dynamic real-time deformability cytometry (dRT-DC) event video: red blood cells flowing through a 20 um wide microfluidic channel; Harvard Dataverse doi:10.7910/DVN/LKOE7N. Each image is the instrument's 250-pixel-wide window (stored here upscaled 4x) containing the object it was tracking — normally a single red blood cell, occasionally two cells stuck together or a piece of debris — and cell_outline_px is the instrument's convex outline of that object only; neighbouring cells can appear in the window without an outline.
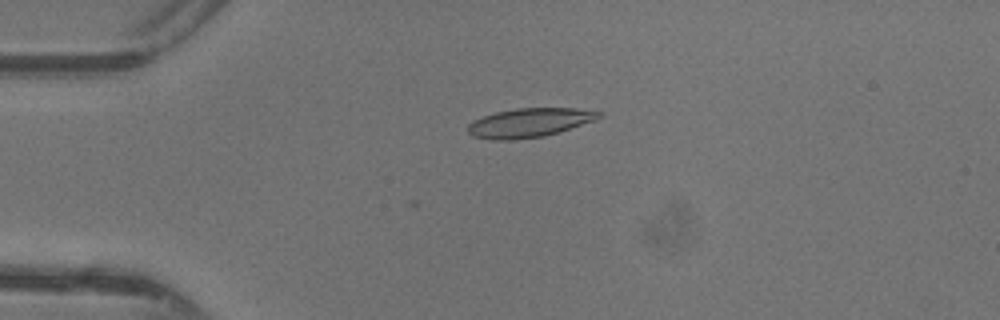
{"species": "common noctule bat (a hibernating species)", "species_latin": "Nyctalus noctula", "temperature_condition": "warm", "stored_images_in_passage": 28, "camera_frame_rate_fps": 3000, "um_per_image_px": 0.085, "animal": {"sex": "female"}, "frame": {"image": 1, "passage_image": 1, "time_ms": 0.0, "image_size_px": [1000, 320], "cell_outline_px": [[604, 116], [596, 120], [544, 136], [512, 140], [492, 140], [472, 136], [468, 132], [468, 124], [472, 120], [496, 112], [516, 108], [576, 108], [604, 112]], "centroid_in_image_um": [45.01, 10.42], "position_along_channel_um": 40.0, "area_um2": 22.25}}
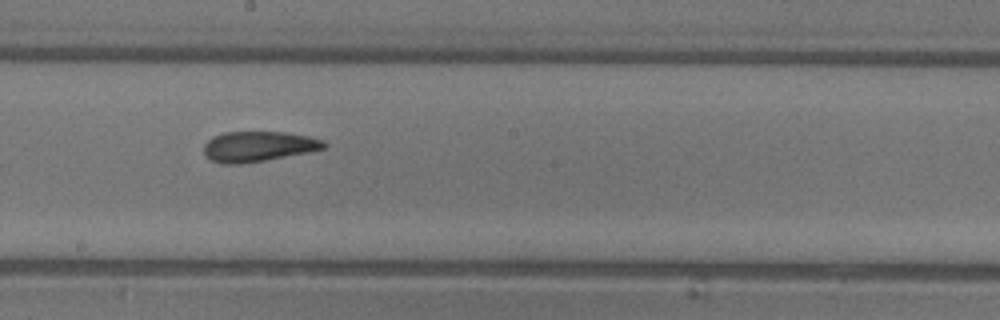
{"frame": {"image": 2, "passage_image": 16, "time_ms": 5.0, "image_size_px": [1000, 320], "cell_outline_px": [[328, 144], [324, 148], [308, 152], [264, 160], [240, 164], [220, 164], [204, 156], [204, 144], [212, 136], [224, 132], [284, 132], [312, 136], [324, 140]], "centroid_in_image_um": [21.94, 12.44], "position_along_channel_um": 226.3, "area_um2": 21.33}}
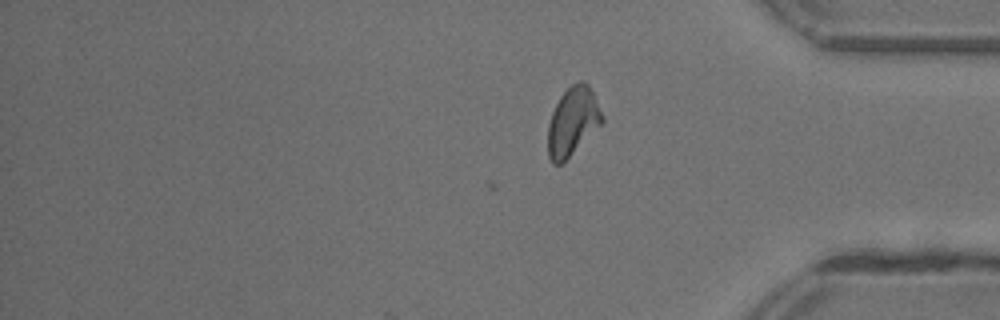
{"frame": {"image": 3, "passage_image": 28, "time_ms": 9.0, "image_size_px": [1000, 320], "cell_outline_px": [[604, 124], [564, 164], [552, 164], [548, 156], [548, 124], [552, 112], [560, 96], [572, 84], [580, 80], [584, 80], [588, 84], [604, 116]], "centroid_in_image_um": [48.71, 10.38], "position_along_channel_um": 386.5, "area_um2": 22.25}, "authors_computed_cell_mechanics": {"area_um2": 21.5305, "velocity_mm_per_s": 4.3885, "shape_relaxation_time_tau1_ms": 4.1571, "shape_relaxation_time_tau2_ms": 1.6321, "deformation_change_tau1": 0.1778, "deformation_change_tau2": 0.0991}}